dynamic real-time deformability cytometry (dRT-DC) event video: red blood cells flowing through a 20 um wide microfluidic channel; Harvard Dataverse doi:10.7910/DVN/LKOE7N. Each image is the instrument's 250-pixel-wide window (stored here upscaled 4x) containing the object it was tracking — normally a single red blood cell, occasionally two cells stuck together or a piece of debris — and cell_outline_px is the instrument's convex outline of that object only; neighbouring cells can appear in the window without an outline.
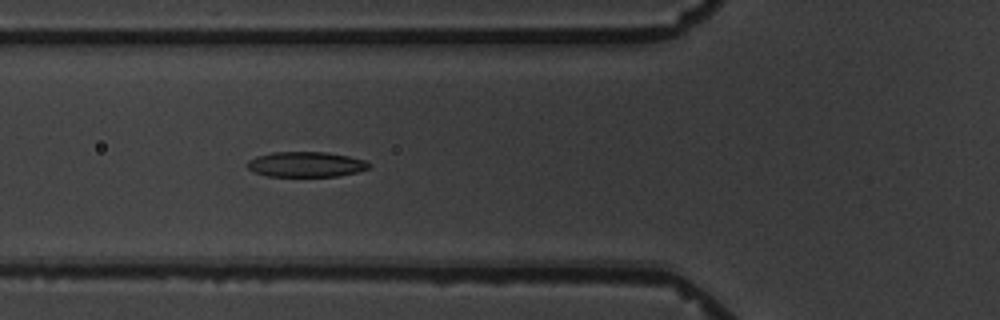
{"species": "common noctule bat (a hibernating species)", "species_latin": "Nyctalus noctula", "temperature_condition": "warm", "stored_images_in_passage": 7, "camera_frame_rate_fps": 3000, "um_per_image_px": 0.085, "animal": {"sex": "male", "body_mass_g": 19.5, "forearm_length_mm": 54.6}, "frame": {"image": 1, "passage_image": 7, "time_ms": 6.667, "image_size_px": [1000, 320], "cell_outline_px": [[368, 168], [356, 172], [336, 176], [268, 176], [252, 172], [248, 168], [248, 160], [256, 156], [272, 152], [328, 152], [348, 156], [364, 160], [368, 164]], "centroid_in_image_um": [25.95, 13.96], "position_along_channel_um": 99.9, "area_um2": 17.74}}